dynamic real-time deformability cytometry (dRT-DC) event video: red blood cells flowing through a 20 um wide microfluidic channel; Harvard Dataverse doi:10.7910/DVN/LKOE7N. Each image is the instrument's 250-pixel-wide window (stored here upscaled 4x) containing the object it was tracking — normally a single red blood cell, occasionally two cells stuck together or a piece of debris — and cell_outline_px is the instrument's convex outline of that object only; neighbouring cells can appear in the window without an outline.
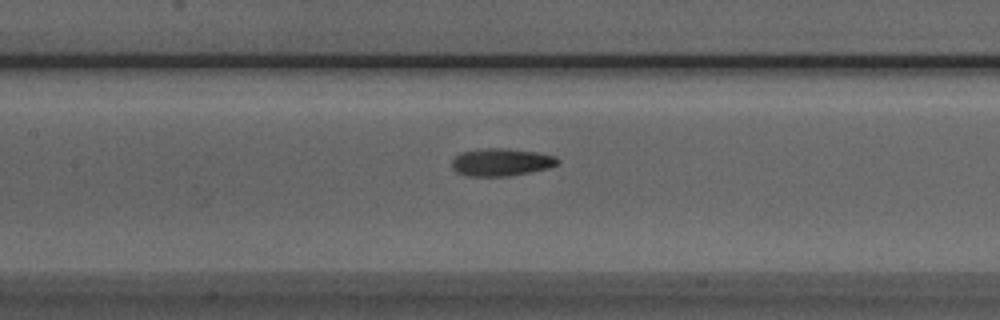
{"species": "Egyptian fruit bat (a non-hibernating species)", "species_latin": "Rousettus aegyptiacus", "temperature_condition": "room temperature", "stored_images_in_passage": 33, "camera_frame_rate_fps": 3000, "um_per_image_px": 0.085, "animal": {"sex": "male"}, "frame": {"image": 1, "passage_image": 10, "time_ms": 3.0, "image_size_px": [1000, 320], "cell_outline_px": [[560, 164], [548, 168], [508, 176], [468, 176], [456, 172], [452, 168], [452, 160], [460, 152], [488, 148], [504, 148], [536, 152], [556, 156], [560, 160]], "centroid_in_image_um": [42.61, 13.78], "position_along_channel_um": 164.8, "area_um2": 16.99}}
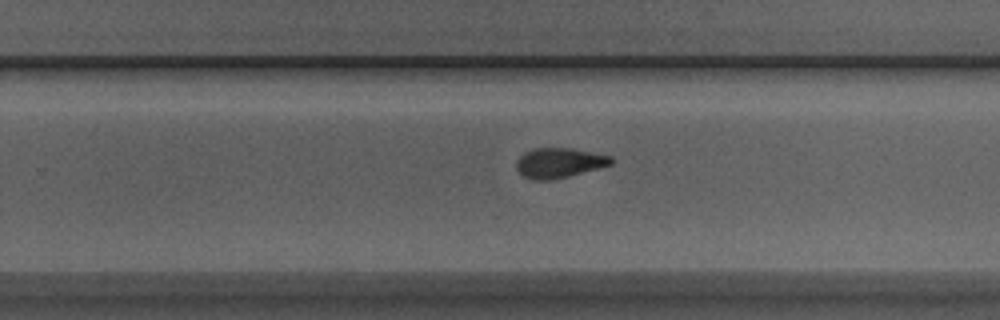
{"frame": {"image": 2, "passage_image": 19, "time_ms": 6.0, "image_size_px": [1000, 320], "cell_outline_px": [[616, 160], [612, 164], [568, 176], [548, 180], [532, 180], [524, 176], [516, 168], [516, 160], [524, 152], [532, 148], [572, 148], [612, 156]], "centroid_in_image_um": [47.53, 13.83], "position_along_channel_um": 282.3, "area_um2": 16.53}}
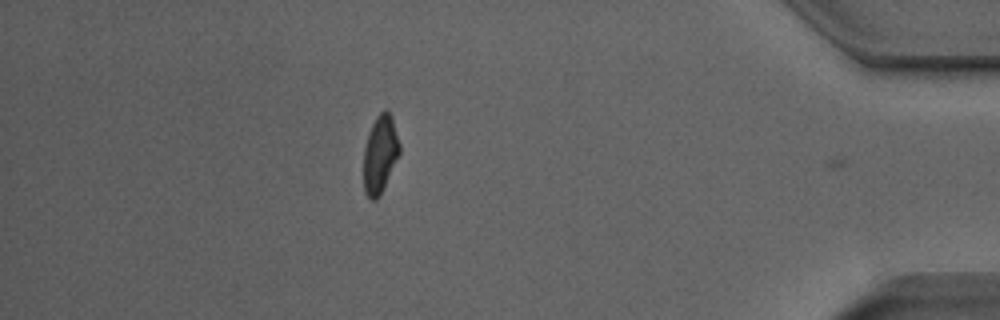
{"frame": {"image": 3, "passage_image": 32, "time_ms": 10.333, "image_size_px": [1000, 320], "cell_outline_px": [[400, 152], [380, 196], [376, 200], [372, 200], [364, 192], [364, 148], [368, 132], [376, 116], [384, 108], [388, 108], [392, 116], [400, 144]], "centroid_in_image_um": [32.31, 13.06], "position_along_channel_um": 402.9, "area_um2": 16.42}, "authors_computed_cell_mechanics": {"area_um2": 16.8776, "velocity_mm_per_s": 3.9311, "shape_relaxation_time_tau1_ms": 5.8004, "shape_relaxation_time_tau2_ms": 2.9106, "deformation_change_tau1": 0.2065, "deformation_change_tau2": 0.0654}}